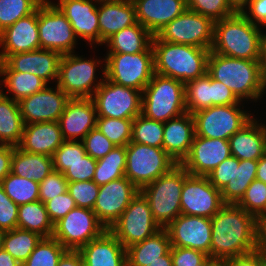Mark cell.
<instances>
[{
  "instance_id": "obj_1",
  "label": "cell",
  "mask_w": 266,
  "mask_h": 266,
  "mask_svg": "<svg viewBox=\"0 0 266 266\" xmlns=\"http://www.w3.org/2000/svg\"><path fill=\"white\" fill-rule=\"evenodd\" d=\"M257 223L238 204H224L211 218L210 257L229 259L255 251Z\"/></svg>"
},
{
  "instance_id": "obj_2",
  "label": "cell",
  "mask_w": 266,
  "mask_h": 266,
  "mask_svg": "<svg viewBox=\"0 0 266 266\" xmlns=\"http://www.w3.org/2000/svg\"><path fill=\"white\" fill-rule=\"evenodd\" d=\"M207 73L226 85L241 102L260 100L266 93L259 60L231 58L210 51Z\"/></svg>"
},
{
  "instance_id": "obj_3",
  "label": "cell",
  "mask_w": 266,
  "mask_h": 266,
  "mask_svg": "<svg viewBox=\"0 0 266 266\" xmlns=\"http://www.w3.org/2000/svg\"><path fill=\"white\" fill-rule=\"evenodd\" d=\"M152 48L154 73L184 84L207 73L209 49L162 41L156 35L152 39Z\"/></svg>"
},
{
  "instance_id": "obj_4",
  "label": "cell",
  "mask_w": 266,
  "mask_h": 266,
  "mask_svg": "<svg viewBox=\"0 0 266 266\" xmlns=\"http://www.w3.org/2000/svg\"><path fill=\"white\" fill-rule=\"evenodd\" d=\"M262 28L254 25L242 13L214 23L212 52L231 58L259 60Z\"/></svg>"
},
{
  "instance_id": "obj_5",
  "label": "cell",
  "mask_w": 266,
  "mask_h": 266,
  "mask_svg": "<svg viewBox=\"0 0 266 266\" xmlns=\"http://www.w3.org/2000/svg\"><path fill=\"white\" fill-rule=\"evenodd\" d=\"M189 175L180 164H177L168 173L140 189L161 228H166L181 214L182 188Z\"/></svg>"
},
{
  "instance_id": "obj_6",
  "label": "cell",
  "mask_w": 266,
  "mask_h": 266,
  "mask_svg": "<svg viewBox=\"0 0 266 266\" xmlns=\"http://www.w3.org/2000/svg\"><path fill=\"white\" fill-rule=\"evenodd\" d=\"M186 112L184 83L154 73L142 92L141 114L164 123Z\"/></svg>"
},
{
  "instance_id": "obj_7",
  "label": "cell",
  "mask_w": 266,
  "mask_h": 266,
  "mask_svg": "<svg viewBox=\"0 0 266 266\" xmlns=\"http://www.w3.org/2000/svg\"><path fill=\"white\" fill-rule=\"evenodd\" d=\"M74 53L61 56L56 85L70 98H92L105 79V64L102 65L103 61H99L100 59H86ZM98 66H104L101 75L104 78L100 80L95 73Z\"/></svg>"
},
{
  "instance_id": "obj_8",
  "label": "cell",
  "mask_w": 266,
  "mask_h": 266,
  "mask_svg": "<svg viewBox=\"0 0 266 266\" xmlns=\"http://www.w3.org/2000/svg\"><path fill=\"white\" fill-rule=\"evenodd\" d=\"M176 165L163 148L134 142L126 146L125 177L139 190L168 173Z\"/></svg>"
},
{
  "instance_id": "obj_9",
  "label": "cell",
  "mask_w": 266,
  "mask_h": 266,
  "mask_svg": "<svg viewBox=\"0 0 266 266\" xmlns=\"http://www.w3.org/2000/svg\"><path fill=\"white\" fill-rule=\"evenodd\" d=\"M105 57V78L116 84L143 92L153 77V51L107 53Z\"/></svg>"
},
{
  "instance_id": "obj_10",
  "label": "cell",
  "mask_w": 266,
  "mask_h": 266,
  "mask_svg": "<svg viewBox=\"0 0 266 266\" xmlns=\"http://www.w3.org/2000/svg\"><path fill=\"white\" fill-rule=\"evenodd\" d=\"M160 229L151 213L147 199L139 192L108 230L126 249L144 241Z\"/></svg>"
},
{
  "instance_id": "obj_11",
  "label": "cell",
  "mask_w": 266,
  "mask_h": 266,
  "mask_svg": "<svg viewBox=\"0 0 266 266\" xmlns=\"http://www.w3.org/2000/svg\"><path fill=\"white\" fill-rule=\"evenodd\" d=\"M240 105L242 104L211 106L193 113L195 135L229 140L253 118Z\"/></svg>"
},
{
  "instance_id": "obj_12",
  "label": "cell",
  "mask_w": 266,
  "mask_h": 266,
  "mask_svg": "<svg viewBox=\"0 0 266 266\" xmlns=\"http://www.w3.org/2000/svg\"><path fill=\"white\" fill-rule=\"evenodd\" d=\"M38 31L40 49L53 50L61 55L75 51L78 38L72 25L50 0H44L38 7Z\"/></svg>"
},
{
  "instance_id": "obj_13",
  "label": "cell",
  "mask_w": 266,
  "mask_h": 266,
  "mask_svg": "<svg viewBox=\"0 0 266 266\" xmlns=\"http://www.w3.org/2000/svg\"><path fill=\"white\" fill-rule=\"evenodd\" d=\"M214 21L186 9L156 35L160 40L211 50L214 41Z\"/></svg>"
},
{
  "instance_id": "obj_14",
  "label": "cell",
  "mask_w": 266,
  "mask_h": 266,
  "mask_svg": "<svg viewBox=\"0 0 266 266\" xmlns=\"http://www.w3.org/2000/svg\"><path fill=\"white\" fill-rule=\"evenodd\" d=\"M106 230L92 209L76 207L54 224L53 237L67 250H79Z\"/></svg>"
},
{
  "instance_id": "obj_15",
  "label": "cell",
  "mask_w": 266,
  "mask_h": 266,
  "mask_svg": "<svg viewBox=\"0 0 266 266\" xmlns=\"http://www.w3.org/2000/svg\"><path fill=\"white\" fill-rule=\"evenodd\" d=\"M97 117L134 119L142 113V92L106 78L92 96Z\"/></svg>"
},
{
  "instance_id": "obj_16",
  "label": "cell",
  "mask_w": 266,
  "mask_h": 266,
  "mask_svg": "<svg viewBox=\"0 0 266 266\" xmlns=\"http://www.w3.org/2000/svg\"><path fill=\"white\" fill-rule=\"evenodd\" d=\"M221 190L207 176L189 175L181 193V214L212 218L224 205Z\"/></svg>"
},
{
  "instance_id": "obj_17",
  "label": "cell",
  "mask_w": 266,
  "mask_h": 266,
  "mask_svg": "<svg viewBox=\"0 0 266 266\" xmlns=\"http://www.w3.org/2000/svg\"><path fill=\"white\" fill-rule=\"evenodd\" d=\"M140 190L126 177L99 186L93 211L108 230Z\"/></svg>"
},
{
  "instance_id": "obj_18",
  "label": "cell",
  "mask_w": 266,
  "mask_h": 266,
  "mask_svg": "<svg viewBox=\"0 0 266 266\" xmlns=\"http://www.w3.org/2000/svg\"><path fill=\"white\" fill-rule=\"evenodd\" d=\"M70 97L56 85L55 89L48 85L37 93L18 101L24 125L58 121L64 112Z\"/></svg>"
},
{
  "instance_id": "obj_19",
  "label": "cell",
  "mask_w": 266,
  "mask_h": 266,
  "mask_svg": "<svg viewBox=\"0 0 266 266\" xmlns=\"http://www.w3.org/2000/svg\"><path fill=\"white\" fill-rule=\"evenodd\" d=\"M231 156L229 140L194 136L189 154L181 166L194 176H208Z\"/></svg>"
},
{
  "instance_id": "obj_20",
  "label": "cell",
  "mask_w": 266,
  "mask_h": 266,
  "mask_svg": "<svg viewBox=\"0 0 266 266\" xmlns=\"http://www.w3.org/2000/svg\"><path fill=\"white\" fill-rule=\"evenodd\" d=\"M165 229L171 246L196 249L210 257V218L180 214Z\"/></svg>"
},
{
  "instance_id": "obj_21",
  "label": "cell",
  "mask_w": 266,
  "mask_h": 266,
  "mask_svg": "<svg viewBox=\"0 0 266 266\" xmlns=\"http://www.w3.org/2000/svg\"><path fill=\"white\" fill-rule=\"evenodd\" d=\"M61 56L59 52L47 49L12 54L0 61V71L32 73L49 84V80L57 82Z\"/></svg>"
},
{
  "instance_id": "obj_22",
  "label": "cell",
  "mask_w": 266,
  "mask_h": 266,
  "mask_svg": "<svg viewBox=\"0 0 266 266\" xmlns=\"http://www.w3.org/2000/svg\"><path fill=\"white\" fill-rule=\"evenodd\" d=\"M54 4L72 25L77 38L84 39L89 45L100 46L97 1L95 0H58Z\"/></svg>"
},
{
  "instance_id": "obj_23",
  "label": "cell",
  "mask_w": 266,
  "mask_h": 266,
  "mask_svg": "<svg viewBox=\"0 0 266 266\" xmlns=\"http://www.w3.org/2000/svg\"><path fill=\"white\" fill-rule=\"evenodd\" d=\"M96 119L97 112L92 98H70L58 120L64 140L82 141L96 128Z\"/></svg>"
},
{
  "instance_id": "obj_24",
  "label": "cell",
  "mask_w": 266,
  "mask_h": 266,
  "mask_svg": "<svg viewBox=\"0 0 266 266\" xmlns=\"http://www.w3.org/2000/svg\"><path fill=\"white\" fill-rule=\"evenodd\" d=\"M0 61L9 55L40 49L38 8L0 33Z\"/></svg>"
},
{
  "instance_id": "obj_25",
  "label": "cell",
  "mask_w": 266,
  "mask_h": 266,
  "mask_svg": "<svg viewBox=\"0 0 266 266\" xmlns=\"http://www.w3.org/2000/svg\"><path fill=\"white\" fill-rule=\"evenodd\" d=\"M136 20L153 36L187 9V0H132Z\"/></svg>"
},
{
  "instance_id": "obj_26",
  "label": "cell",
  "mask_w": 266,
  "mask_h": 266,
  "mask_svg": "<svg viewBox=\"0 0 266 266\" xmlns=\"http://www.w3.org/2000/svg\"><path fill=\"white\" fill-rule=\"evenodd\" d=\"M194 136V118L186 112L164 122L163 149L175 163L181 164L189 154Z\"/></svg>"
},
{
  "instance_id": "obj_27",
  "label": "cell",
  "mask_w": 266,
  "mask_h": 266,
  "mask_svg": "<svg viewBox=\"0 0 266 266\" xmlns=\"http://www.w3.org/2000/svg\"><path fill=\"white\" fill-rule=\"evenodd\" d=\"M64 141L58 121H46L24 125L17 147L25 152L52 157Z\"/></svg>"
},
{
  "instance_id": "obj_28",
  "label": "cell",
  "mask_w": 266,
  "mask_h": 266,
  "mask_svg": "<svg viewBox=\"0 0 266 266\" xmlns=\"http://www.w3.org/2000/svg\"><path fill=\"white\" fill-rule=\"evenodd\" d=\"M78 251L86 266H127L126 249L109 230Z\"/></svg>"
},
{
  "instance_id": "obj_29",
  "label": "cell",
  "mask_w": 266,
  "mask_h": 266,
  "mask_svg": "<svg viewBox=\"0 0 266 266\" xmlns=\"http://www.w3.org/2000/svg\"><path fill=\"white\" fill-rule=\"evenodd\" d=\"M100 45L122 29L134 25L135 6L132 0L99 2L97 7Z\"/></svg>"
},
{
  "instance_id": "obj_30",
  "label": "cell",
  "mask_w": 266,
  "mask_h": 266,
  "mask_svg": "<svg viewBox=\"0 0 266 266\" xmlns=\"http://www.w3.org/2000/svg\"><path fill=\"white\" fill-rule=\"evenodd\" d=\"M254 117L229 138L231 156L259 160L266 153V125Z\"/></svg>"
},
{
  "instance_id": "obj_31",
  "label": "cell",
  "mask_w": 266,
  "mask_h": 266,
  "mask_svg": "<svg viewBox=\"0 0 266 266\" xmlns=\"http://www.w3.org/2000/svg\"><path fill=\"white\" fill-rule=\"evenodd\" d=\"M171 248L167 230L161 228L142 242L126 248L127 266H148L165 255Z\"/></svg>"
},
{
  "instance_id": "obj_32",
  "label": "cell",
  "mask_w": 266,
  "mask_h": 266,
  "mask_svg": "<svg viewBox=\"0 0 266 266\" xmlns=\"http://www.w3.org/2000/svg\"><path fill=\"white\" fill-rule=\"evenodd\" d=\"M153 35L139 22L126 27L110 37L104 44L108 53L134 54L143 51H153Z\"/></svg>"
},
{
  "instance_id": "obj_33",
  "label": "cell",
  "mask_w": 266,
  "mask_h": 266,
  "mask_svg": "<svg viewBox=\"0 0 266 266\" xmlns=\"http://www.w3.org/2000/svg\"><path fill=\"white\" fill-rule=\"evenodd\" d=\"M53 171L52 157L25 152L14 146L11 173L16 176L42 182Z\"/></svg>"
},
{
  "instance_id": "obj_34",
  "label": "cell",
  "mask_w": 266,
  "mask_h": 266,
  "mask_svg": "<svg viewBox=\"0 0 266 266\" xmlns=\"http://www.w3.org/2000/svg\"><path fill=\"white\" fill-rule=\"evenodd\" d=\"M23 129L18 101L0 92V144L17 146L21 141Z\"/></svg>"
},
{
  "instance_id": "obj_35",
  "label": "cell",
  "mask_w": 266,
  "mask_h": 266,
  "mask_svg": "<svg viewBox=\"0 0 266 266\" xmlns=\"http://www.w3.org/2000/svg\"><path fill=\"white\" fill-rule=\"evenodd\" d=\"M257 160H238L234 157L233 179L221 190L225 204H238L246 189L256 179Z\"/></svg>"
},
{
  "instance_id": "obj_36",
  "label": "cell",
  "mask_w": 266,
  "mask_h": 266,
  "mask_svg": "<svg viewBox=\"0 0 266 266\" xmlns=\"http://www.w3.org/2000/svg\"><path fill=\"white\" fill-rule=\"evenodd\" d=\"M17 227L36 232L42 237H52L54 233V224L40 200L19 205Z\"/></svg>"
},
{
  "instance_id": "obj_37",
  "label": "cell",
  "mask_w": 266,
  "mask_h": 266,
  "mask_svg": "<svg viewBox=\"0 0 266 266\" xmlns=\"http://www.w3.org/2000/svg\"><path fill=\"white\" fill-rule=\"evenodd\" d=\"M1 76L0 86L7 88V93L3 91L4 88H0V92L3 95L11 93L12 99L16 101L37 93L48 85L40 77L28 72L0 71V78Z\"/></svg>"
},
{
  "instance_id": "obj_38",
  "label": "cell",
  "mask_w": 266,
  "mask_h": 266,
  "mask_svg": "<svg viewBox=\"0 0 266 266\" xmlns=\"http://www.w3.org/2000/svg\"><path fill=\"white\" fill-rule=\"evenodd\" d=\"M126 146H116L103 158L97 160L93 181L103 185L125 177Z\"/></svg>"
},
{
  "instance_id": "obj_39",
  "label": "cell",
  "mask_w": 266,
  "mask_h": 266,
  "mask_svg": "<svg viewBox=\"0 0 266 266\" xmlns=\"http://www.w3.org/2000/svg\"><path fill=\"white\" fill-rule=\"evenodd\" d=\"M41 238L42 236L36 232L17 227L6 231L3 249L23 264L33 252Z\"/></svg>"
},
{
  "instance_id": "obj_40",
  "label": "cell",
  "mask_w": 266,
  "mask_h": 266,
  "mask_svg": "<svg viewBox=\"0 0 266 266\" xmlns=\"http://www.w3.org/2000/svg\"><path fill=\"white\" fill-rule=\"evenodd\" d=\"M6 195L16 204L39 200V183L9 173L0 183Z\"/></svg>"
},
{
  "instance_id": "obj_41",
  "label": "cell",
  "mask_w": 266,
  "mask_h": 266,
  "mask_svg": "<svg viewBox=\"0 0 266 266\" xmlns=\"http://www.w3.org/2000/svg\"><path fill=\"white\" fill-rule=\"evenodd\" d=\"M184 92L187 112L193 114L211 107V76L206 73L185 83Z\"/></svg>"
},
{
  "instance_id": "obj_42",
  "label": "cell",
  "mask_w": 266,
  "mask_h": 266,
  "mask_svg": "<svg viewBox=\"0 0 266 266\" xmlns=\"http://www.w3.org/2000/svg\"><path fill=\"white\" fill-rule=\"evenodd\" d=\"M164 123L137 115L132 123L131 142L163 148Z\"/></svg>"
},
{
  "instance_id": "obj_43",
  "label": "cell",
  "mask_w": 266,
  "mask_h": 266,
  "mask_svg": "<svg viewBox=\"0 0 266 266\" xmlns=\"http://www.w3.org/2000/svg\"><path fill=\"white\" fill-rule=\"evenodd\" d=\"M67 249L52 237H42L22 266H57Z\"/></svg>"
},
{
  "instance_id": "obj_44",
  "label": "cell",
  "mask_w": 266,
  "mask_h": 266,
  "mask_svg": "<svg viewBox=\"0 0 266 266\" xmlns=\"http://www.w3.org/2000/svg\"><path fill=\"white\" fill-rule=\"evenodd\" d=\"M44 0H0V33L34 13Z\"/></svg>"
},
{
  "instance_id": "obj_45",
  "label": "cell",
  "mask_w": 266,
  "mask_h": 266,
  "mask_svg": "<svg viewBox=\"0 0 266 266\" xmlns=\"http://www.w3.org/2000/svg\"><path fill=\"white\" fill-rule=\"evenodd\" d=\"M133 119L97 117L96 128L102 132L114 146H127L132 139Z\"/></svg>"
},
{
  "instance_id": "obj_46",
  "label": "cell",
  "mask_w": 266,
  "mask_h": 266,
  "mask_svg": "<svg viewBox=\"0 0 266 266\" xmlns=\"http://www.w3.org/2000/svg\"><path fill=\"white\" fill-rule=\"evenodd\" d=\"M238 205L257 219L266 217V183L255 179Z\"/></svg>"
},
{
  "instance_id": "obj_47",
  "label": "cell",
  "mask_w": 266,
  "mask_h": 266,
  "mask_svg": "<svg viewBox=\"0 0 266 266\" xmlns=\"http://www.w3.org/2000/svg\"><path fill=\"white\" fill-rule=\"evenodd\" d=\"M86 154L82 141L65 140L52 155L53 170L64 173L70 164L83 159Z\"/></svg>"
},
{
  "instance_id": "obj_48",
  "label": "cell",
  "mask_w": 266,
  "mask_h": 266,
  "mask_svg": "<svg viewBox=\"0 0 266 266\" xmlns=\"http://www.w3.org/2000/svg\"><path fill=\"white\" fill-rule=\"evenodd\" d=\"M187 9L209 17L214 22L236 13L227 0H187Z\"/></svg>"
},
{
  "instance_id": "obj_49",
  "label": "cell",
  "mask_w": 266,
  "mask_h": 266,
  "mask_svg": "<svg viewBox=\"0 0 266 266\" xmlns=\"http://www.w3.org/2000/svg\"><path fill=\"white\" fill-rule=\"evenodd\" d=\"M68 192L74 199L77 207L93 210L99 193V185L93 180L68 182Z\"/></svg>"
},
{
  "instance_id": "obj_50",
  "label": "cell",
  "mask_w": 266,
  "mask_h": 266,
  "mask_svg": "<svg viewBox=\"0 0 266 266\" xmlns=\"http://www.w3.org/2000/svg\"><path fill=\"white\" fill-rule=\"evenodd\" d=\"M68 191V181L64 174L53 170L39 183V200L45 203Z\"/></svg>"
},
{
  "instance_id": "obj_51",
  "label": "cell",
  "mask_w": 266,
  "mask_h": 266,
  "mask_svg": "<svg viewBox=\"0 0 266 266\" xmlns=\"http://www.w3.org/2000/svg\"><path fill=\"white\" fill-rule=\"evenodd\" d=\"M85 151L95 160L111 152L116 146L97 128L92 129L82 140Z\"/></svg>"
},
{
  "instance_id": "obj_52",
  "label": "cell",
  "mask_w": 266,
  "mask_h": 266,
  "mask_svg": "<svg viewBox=\"0 0 266 266\" xmlns=\"http://www.w3.org/2000/svg\"><path fill=\"white\" fill-rule=\"evenodd\" d=\"M97 160L86 154L83 159L69 165L63 173L68 182H84L93 180Z\"/></svg>"
},
{
  "instance_id": "obj_53",
  "label": "cell",
  "mask_w": 266,
  "mask_h": 266,
  "mask_svg": "<svg viewBox=\"0 0 266 266\" xmlns=\"http://www.w3.org/2000/svg\"><path fill=\"white\" fill-rule=\"evenodd\" d=\"M18 205L5 193L0 185V228L9 231L17 228Z\"/></svg>"
},
{
  "instance_id": "obj_54",
  "label": "cell",
  "mask_w": 266,
  "mask_h": 266,
  "mask_svg": "<svg viewBox=\"0 0 266 266\" xmlns=\"http://www.w3.org/2000/svg\"><path fill=\"white\" fill-rule=\"evenodd\" d=\"M44 204L53 224L63 218L69 211L77 207L74 199L70 196L68 191Z\"/></svg>"
},
{
  "instance_id": "obj_55",
  "label": "cell",
  "mask_w": 266,
  "mask_h": 266,
  "mask_svg": "<svg viewBox=\"0 0 266 266\" xmlns=\"http://www.w3.org/2000/svg\"><path fill=\"white\" fill-rule=\"evenodd\" d=\"M171 256L173 266H199L208 255L196 249L171 246Z\"/></svg>"
},
{
  "instance_id": "obj_56",
  "label": "cell",
  "mask_w": 266,
  "mask_h": 266,
  "mask_svg": "<svg viewBox=\"0 0 266 266\" xmlns=\"http://www.w3.org/2000/svg\"><path fill=\"white\" fill-rule=\"evenodd\" d=\"M234 174V156H230L219 164L207 177L210 183L217 189L222 190Z\"/></svg>"
},
{
  "instance_id": "obj_57",
  "label": "cell",
  "mask_w": 266,
  "mask_h": 266,
  "mask_svg": "<svg viewBox=\"0 0 266 266\" xmlns=\"http://www.w3.org/2000/svg\"><path fill=\"white\" fill-rule=\"evenodd\" d=\"M241 101L222 82L211 77V106L238 104Z\"/></svg>"
},
{
  "instance_id": "obj_58",
  "label": "cell",
  "mask_w": 266,
  "mask_h": 266,
  "mask_svg": "<svg viewBox=\"0 0 266 266\" xmlns=\"http://www.w3.org/2000/svg\"><path fill=\"white\" fill-rule=\"evenodd\" d=\"M242 14L254 25L266 28V0H250Z\"/></svg>"
},
{
  "instance_id": "obj_59",
  "label": "cell",
  "mask_w": 266,
  "mask_h": 266,
  "mask_svg": "<svg viewBox=\"0 0 266 266\" xmlns=\"http://www.w3.org/2000/svg\"><path fill=\"white\" fill-rule=\"evenodd\" d=\"M228 266H266V260L257 251L228 259Z\"/></svg>"
},
{
  "instance_id": "obj_60",
  "label": "cell",
  "mask_w": 266,
  "mask_h": 266,
  "mask_svg": "<svg viewBox=\"0 0 266 266\" xmlns=\"http://www.w3.org/2000/svg\"><path fill=\"white\" fill-rule=\"evenodd\" d=\"M14 146L0 144V183L11 172Z\"/></svg>"
},
{
  "instance_id": "obj_61",
  "label": "cell",
  "mask_w": 266,
  "mask_h": 266,
  "mask_svg": "<svg viewBox=\"0 0 266 266\" xmlns=\"http://www.w3.org/2000/svg\"><path fill=\"white\" fill-rule=\"evenodd\" d=\"M256 250L266 260V217L258 219Z\"/></svg>"
},
{
  "instance_id": "obj_62",
  "label": "cell",
  "mask_w": 266,
  "mask_h": 266,
  "mask_svg": "<svg viewBox=\"0 0 266 266\" xmlns=\"http://www.w3.org/2000/svg\"><path fill=\"white\" fill-rule=\"evenodd\" d=\"M57 266H83V259L78 250H66L60 257Z\"/></svg>"
},
{
  "instance_id": "obj_63",
  "label": "cell",
  "mask_w": 266,
  "mask_h": 266,
  "mask_svg": "<svg viewBox=\"0 0 266 266\" xmlns=\"http://www.w3.org/2000/svg\"><path fill=\"white\" fill-rule=\"evenodd\" d=\"M259 65L266 84V34L263 33L260 42Z\"/></svg>"
},
{
  "instance_id": "obj_64",
  "label": "cell",
  "mask_w": 266,
  "mask_h": 266,
  "mask_svg": "<svg viewBox=\"0 0 266 266\" xmlns=\"http://www.w3.org/2000/svg\"><path fill=\"white\" fill-rule=\"evenodd\" d=\"M0 266H22V264L2 249L0 250Z\"/></svg>"
},
{
  "instance_id": "obj_65",
  "label": "cell",
  "mask_w": 266,
  "mask_h": 266,
  "mask_svg": "<svg viewBox=\"0 0 266 266\" xmlns=\"http://www.w3.org/2000/svg\"><path fill=\"white\" fill-rule=\"evenodd\" d=\"M256 179L266 183V153L258 160Z\"/></svg>"
},
{
  "instance_id": "obj_66",
  "label": "cell",
  "mask_w": 266,
  "mask_h": 266,
  "mask_svg": "<svg viewBox=\"0 0 266 266\" xmlns=\"http://www.w3.org/2000/svg\"><path fill=\"white\" fill-rule=\"evenodd\" d=\"M148 266H173L171 248L165 255L159 257L158 260H155Z\"/></svg>"
},
{
  "instance_id": "obj_67",
  "label": "cell",
  "mask_w": 266,
  "mask_h": 266,
  "mask_svg": "<svg viewBox=\"0 0 266 266\" xmlns=\"http://www.w3.org/2000/svg\"><path fill=\"white\" fill-rule=\"evenodd\" d=\"M231 8L237 12L242 13L244 9L248 6L250 0H227Z\"/></svg>"
},
{
  "instance_id": "obj_68",
  "label": "cell",
  "mask_w": 266,
  "mask_h": 266,
  "mask_svg": "<svg viewBox=\"0 0 266 266\" xmlns=\"http://www.w3.org/2000/svg\"><path fill=\"white\" fill-rule=\"evenodd\" d=\"M208 266H228V259H214L208 256Z\"/></svg>"
},
{
  "instance_id": "obj_69",
  "label": "cell",
  "mask_w": 266,
  "mask_h": 266,
  "mask_svg": "<svg viewBox=\"0 0 266 266\" xmlns=\"http://www.w3.org/2000/svg\"><path fill=\"white\" fill-rule=\"evenodd\" d=\"M6 231L0 228V250L3 249V242L5 237Z\"/></svg>"
},
{
  "instance_id": "obj_70",
  "label": "cell",
  "mask_w": 266,
  "mask_h": 266,
  "mask_svg": "<svg viewBox=\"0 0 266 266\" xmlns=\"http://www.w3.org/2000/svg\"><path fill=\"white\" fill-rule=\"evenodd\" d=\"M199 266H208V256L199 264Z\"/></svg>"
},
{
  "instance_id": "obj_71",
  "label": "cell",
  "mask_w": 266,
  "mask_h": 266,
  "mask_svg": "<svg viewBox=\"0 0 266 266\" xmlns=\"http://www.w3.org/2000/svg\"><path fill=\"white\" fill-rule=\"evenodd\" d=\"M95 1L99 3V2L116 1V0H95Z\"/></svg>"
}]
</instances>
